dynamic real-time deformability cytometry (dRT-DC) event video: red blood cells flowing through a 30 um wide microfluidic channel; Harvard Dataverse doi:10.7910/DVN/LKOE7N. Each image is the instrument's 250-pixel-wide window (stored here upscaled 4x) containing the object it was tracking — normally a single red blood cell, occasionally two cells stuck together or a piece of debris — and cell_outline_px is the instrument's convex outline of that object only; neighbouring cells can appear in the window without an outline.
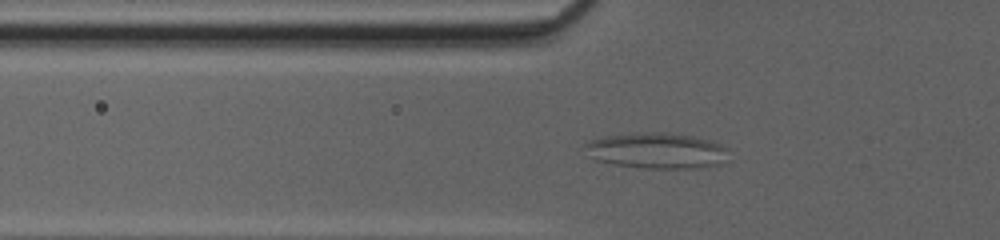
{"species": "common noctule bat (a hibernating species)", "species_latin": "Nyctalus noctula", "temperature_condition": "cold", "stored_images_in_passage": 52, "camera_frame_rate_fps": 3000, "um_per_image_px": 0.085, "animal": {"sex": "female", "body_mass_g": 20.0, "forearm_length_mm": 54.0}, "frame": {"image": 1, "passage_image": 20, "time_ms": 6.333, "image_size_px": [1000, 240], "cell_outline_px": [[728, 148], [724, 164], [700, 168], [644, 168], [616, 164], [596, 160], [592, 156], [584, 144], [588, 140], [604, 136], [648, 132], [664, 132], [692, 136], [708, 140], [720, 144]], "centroid_in_image_um": [55.87, 12.81], "position_along_channel_um": 69.9, "area_um2": 29.77}}
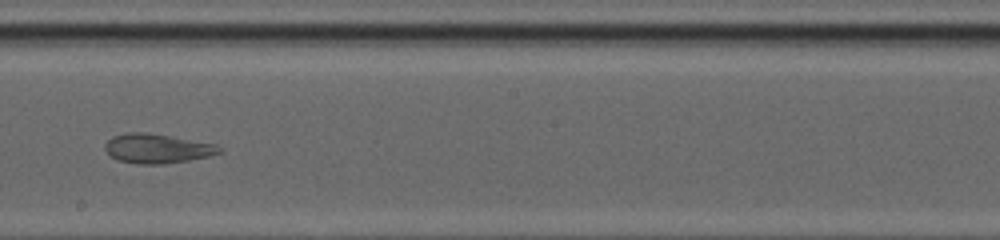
{"frame": {"image": 2, "passage_image": 32, "time_ms": 10.333, "image_size_px": [1000, 240], "cell_outline_px": [[220, 152], [208, 156], [188, 160], [164, 164], [136, 164], [116, 160], [104, 148], [104, 144], [112, 136], [128, 132], [144, 132], [216, 144], [220, 148]], "centroid_in_image_um": [13.3, 12.63], "position_along_channel_um": 234.9, "area_um2": 19.36}}
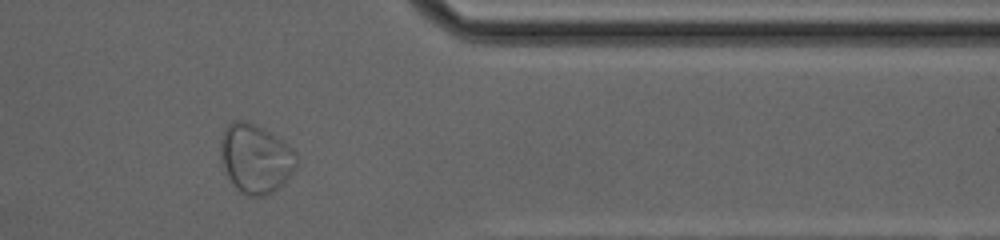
{"frame": {"image": 3, "passage_image": 44, "time_ms": 14.333, "image_size_px": [1000, 240], "cell_outline_px": [[296, 168], [272, 192], [260, 196], [248, 196], [240, 192], [236, 188], [228, 176], [224, 168], [220, 156], [220, 140], [224, 128], [232, 120], [244, 120], [268, 132], [288, 144], [296, 152]], "centroid_in_image_um": [21.68, 13.46], "position_along_channel_um": 389.7, "area_um2": 30.11}}